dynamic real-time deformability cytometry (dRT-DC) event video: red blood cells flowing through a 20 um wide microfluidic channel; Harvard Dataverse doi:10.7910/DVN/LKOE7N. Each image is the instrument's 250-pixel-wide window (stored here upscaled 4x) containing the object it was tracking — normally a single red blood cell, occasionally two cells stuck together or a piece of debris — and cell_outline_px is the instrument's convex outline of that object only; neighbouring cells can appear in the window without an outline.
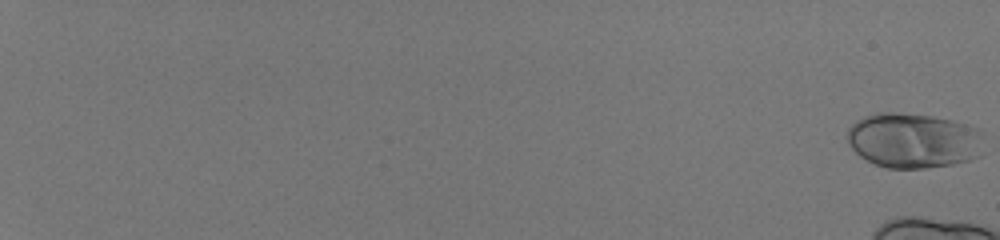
{"species": "human", "species_latin": "Homo sapiens", "temperature_condition": "room temperature", "stored_images_in_passage": 21, "camera_frame_rate_fps": 3000, "um_per_image_px": 0.085, "donor": {"sex": "male"}, "frame": {"image": 1, "passage_image": 1, "time_ms": 0.0, "image_size_px": [1000, 240], "cell_outline_px": [[984, 132], [980, 156], [968, 160], [952, 164], [924, 168], [888, 168], [876, 164], [860, 156], [848, 144], [844, 136], [848, 128], [856, 120], [864, 116], [876, 112], [896, 112], [932, 116], [952, 120], [980, 128]], "centroid_in_image_um": [77.64, 11.92], "position_along_channel_um": 7.4, "area_um2": 44.39}}
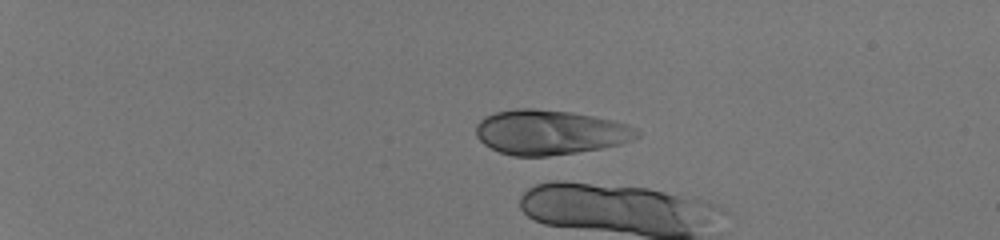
{"frame": {"image": 2, "passage_image": 17, "time_ms": 5.333, "image_size_px": [1000, 240], "cell_outline_px": [[640, 136], [632, 140], [620, 144], [604, 148], [548, 156], [512, 156], [500, 152], [484, 144], [476, 136], [476, 124], [484, 116], [496, 112], [516, 108], [536, 108], [572, 112], [612, 120], [628, 124], [636, 128], [640, 132]], "centroid_in_image_um": [46.75, 11.24], "position_along_channel_um": 38.3, "area_um2": 42.19}}